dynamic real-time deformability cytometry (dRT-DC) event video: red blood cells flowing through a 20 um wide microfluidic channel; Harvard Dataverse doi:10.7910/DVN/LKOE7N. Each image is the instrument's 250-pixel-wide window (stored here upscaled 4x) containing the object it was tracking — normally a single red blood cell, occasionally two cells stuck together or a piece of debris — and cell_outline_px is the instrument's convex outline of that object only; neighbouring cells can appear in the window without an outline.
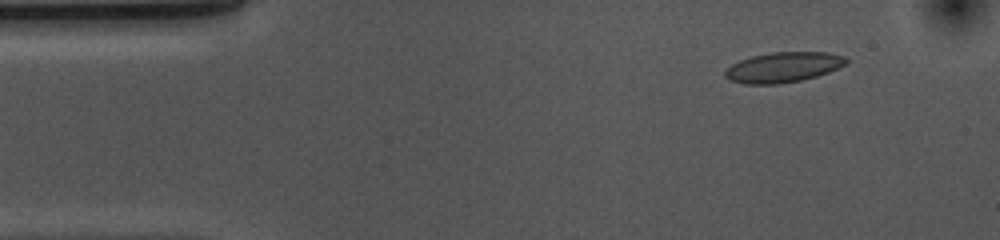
{"species": "common noctule bat (a hibernating species)", "species_latin": "Nyctalus noctula", "temperature_condition": "cold", "stored_images_in_passage": 52, "camera_frame_rate_fps": 3000, "um_per_image_px": 0.085, "animal": {"sex": "female", "body_mass_g": 10.0, "forearm_length_mm": 53.1}, "frame": {"image": 1, "passage_image": 4, "time_ms": 1.0, "image_size_px": [1000, 240], "cell_outline_px": [[848, 64], [828, 72], [816, 76], [800, 80], [780, 84], [744, 84], [732, 80], [724, 76], [724, 72], [732, 64], [740, 60], [752, 56], [772, 52], [828, 52], [844, 56], [848, 60]], "centroid_in_image_um": [66.6, 5.71], "position_along_channel_um": 18.4, "area_um2": 21.27}}
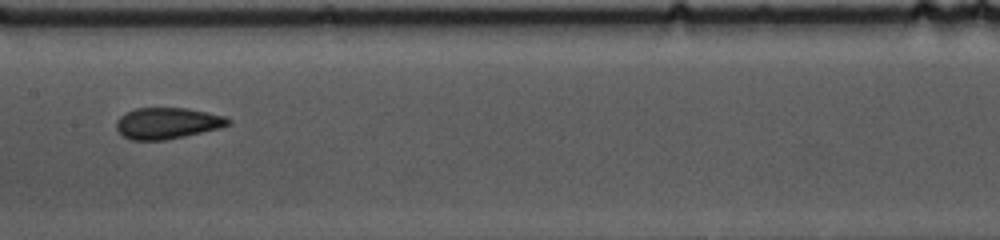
{"frame": {"image": 2, "passage_image": 24, "time_ms": 7.667, "image_size_px": [1000, 240], "cell_outline_px": [[232, 124], [220, 128], [184, 136], [164, 140], [132, 140], [124, 136], [116, 128], [116, 120], [124, 112], [136, 108], [188, 108], [224, 116], [232, 120]], "centroid_in_image_um": [14.22, 10.46], "position_along_channel_um": 193.2, "area_um2": 20.4}}
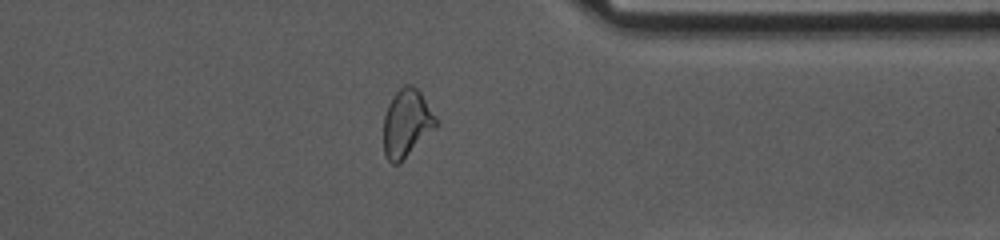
{"frame": {"image": 3, "passage_image": 40, "time_ms": 13.0, "image_size_px": [1000, 240], "cell_outline_px": [[436, 128], [400, 164], [392, 164], [388, 160], [384, 152], [384, 116], [388, 104], [396, 92], [404, 84], [412, 84], [420, 92], [436, 116]], "centroid_in_image_um": [34.56, 10.49], "position_along_channel_um": 376.8, "area_um2": 20.75}, "authors_computed_cell_mechanics": {"area_um2": 20.9525, "velocity_mm_per_s": 3.6407, "shape_relaxation_time_tau1_ms": 8.519, "shape_relaxation_time_tau2_ms": 2.3338, "deformation_change_tau1": 0.1764, "deformation_change_tau2": 0.0613}}